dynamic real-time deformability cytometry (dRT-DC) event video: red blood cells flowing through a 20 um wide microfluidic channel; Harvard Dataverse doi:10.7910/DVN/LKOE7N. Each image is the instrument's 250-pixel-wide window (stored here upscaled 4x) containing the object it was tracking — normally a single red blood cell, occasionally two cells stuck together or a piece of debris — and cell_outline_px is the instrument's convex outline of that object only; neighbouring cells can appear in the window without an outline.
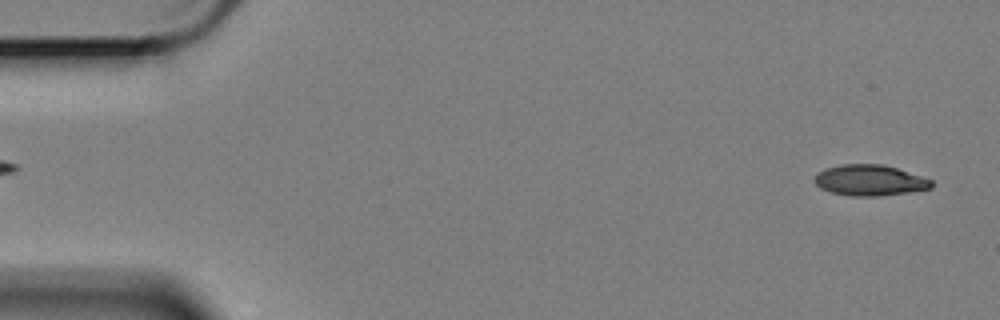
{"species": "Egyptian fruit bat (a non-hibernating species)", "species_latin": "Rousettus aegyptiacus", "temperature_condition": "cold", "stored_images_in_passage": 58, "camera_frame_rate_fps": 3000, "um_per_image_px": 0.085, "animal": {"sex": "female"}, "frame": {"image": 1, "passage_image": 2, "time_ms": 0.333, "image_size_px": [1000, 320], "cell_outline_px": [[932, 188], [908, 192], [880, 196], [852, 196], [832, 192], [820, 188], [812, 180], [816, 172], [824, 168], [840, 164], [884, 164], [932, 180]], "centroid_in_image_um": [73.87, 15.32], "position_along_channel_um": 11.1, "area_um2": 21.1}}
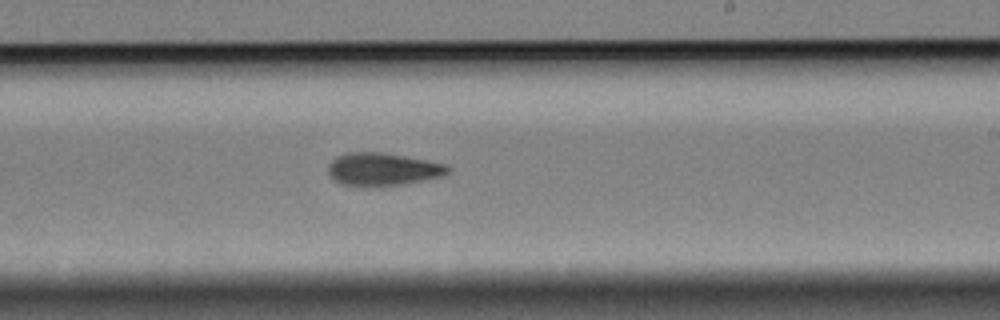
{"frame": {"image": 2, "passage_image": 34, "time_ms": 11.0, "image_size_px": [1000, 320], "cell_outline_px": [[452, 168], [444, 176], [400, 184], [376, 188], [340, 184], [328, 172], [328, 164], [336, 156], [348, 152], [380, 152], [404, 156], [448, 164]], "centroid_in_image_um": [32.53, 14.4], "position_along_channel_um": 256.5, "area_um2": 23.12}}
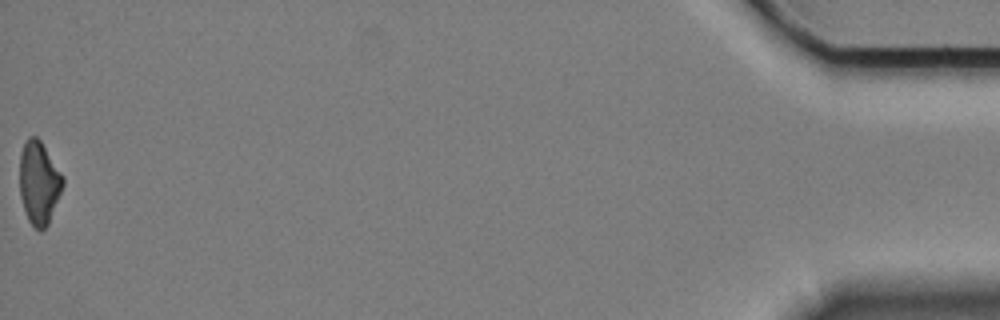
{"frame": {"image": 3, "passage_image": 58, "time_ms": 19.0, "image_size_px": [1000, 320], "cell_outline_px": [[64, 184], [48, 224], [40, 232], [28, 220], [20, 196], [20, 152], [28, 136], [36, 136], [40, 140], [64, 176]], "centroid_in_image_um": [3.31, 15.52], "position_along_channel_um": 431.9, "area_um2": 20.81}, "authors_computed_cell_mechanics": {"area_um2": 22.3108, "velocity_mm_per_s": 3.4022, "shape_relaxation_time_tau1_ms": 8.5386, "shape_relaxation_time_tau2_ms": 7.3608, "deformation_change_tau1": 0.1837, "deformation_change_tau2": 0.1436}}